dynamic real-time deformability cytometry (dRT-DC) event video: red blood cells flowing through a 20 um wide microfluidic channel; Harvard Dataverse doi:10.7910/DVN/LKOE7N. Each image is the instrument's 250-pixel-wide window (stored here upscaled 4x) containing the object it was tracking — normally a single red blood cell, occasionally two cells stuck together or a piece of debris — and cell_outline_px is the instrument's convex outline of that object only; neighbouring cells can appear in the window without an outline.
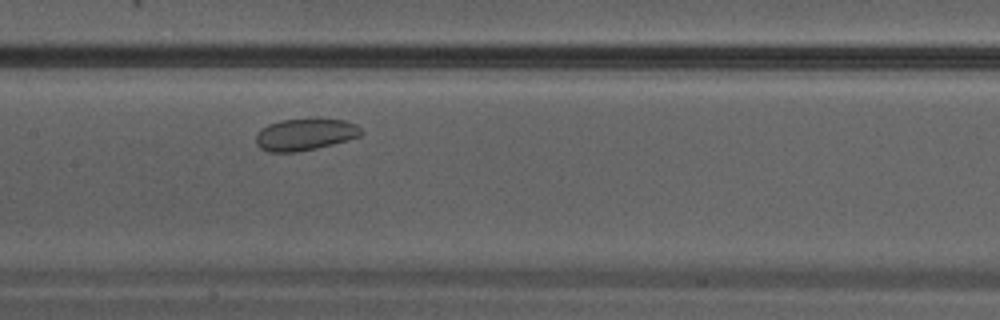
{"species": "Egyptian fruit bat (a non-hibernating species)", "species_latin": "Rousettus aegyptiacus", "temperature_condition": "warm", "stored_images_in_passage": 6, "camera_frame_rate_fps": 3000, "um_per_image_px": 0.085, "animal": {"sex": "male"}, "frame": {"image": 1, "passage_image": 6, "time_ms": 1.667, "image_size_px": [1000, 320], "cell_outline_px": [[364, 132], [360, 136], [332, 144], [316, 148], [296, 152], [268, 152], [260, 148], [256, 144], [256, 132], [260, 128], [268, 124], [280, 120], [344, 120], [356, 124]], "centroid_in_image_um": [25.88, 11.44], "position_along_channel_um": 181.5, "area_um2": 19.31}}